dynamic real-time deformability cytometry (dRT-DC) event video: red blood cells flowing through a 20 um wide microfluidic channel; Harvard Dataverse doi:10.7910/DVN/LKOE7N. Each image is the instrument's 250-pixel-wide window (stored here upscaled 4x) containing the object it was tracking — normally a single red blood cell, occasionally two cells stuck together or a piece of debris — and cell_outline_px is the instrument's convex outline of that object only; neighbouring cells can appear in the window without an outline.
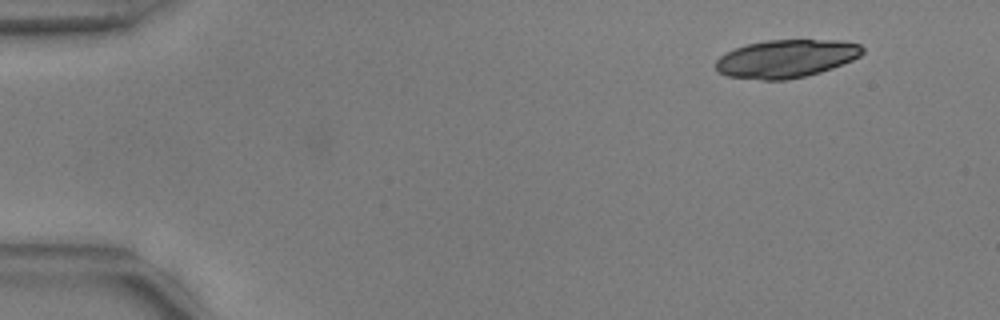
{"species": "common noctule bat (a hibernating species)", "species_latin": "Nyctalus noctula", "temperature_condition": "warm", "stored_images_in_passage": 49, "camera_frame_rate_fps": 3000, "um_per_image_px": 0.085, "animal": {"sex": "male", "body_mass_g": 17.9, "forearm_length_mm": 54.2}, "frame": {"image": 1, "passage_image": 1, "time_ms": 0.0, "image_size_px": [1000, 320], "cell_outline_px": [[864, 52], [860, 56], [852, 60], [832, 68], [820, 72], [804, 76], [784, 80], [760, 80], [728, 76], [716, 72], [716, 60], [720, 56], [736, 48], [748, 44], [768, 40], [836, 40], [860, 44], [864, 48]], "centroid_in_image_um": [66.82, 4.99], "position_along_channel_um": 18.2, "area_um2": 32.37}}